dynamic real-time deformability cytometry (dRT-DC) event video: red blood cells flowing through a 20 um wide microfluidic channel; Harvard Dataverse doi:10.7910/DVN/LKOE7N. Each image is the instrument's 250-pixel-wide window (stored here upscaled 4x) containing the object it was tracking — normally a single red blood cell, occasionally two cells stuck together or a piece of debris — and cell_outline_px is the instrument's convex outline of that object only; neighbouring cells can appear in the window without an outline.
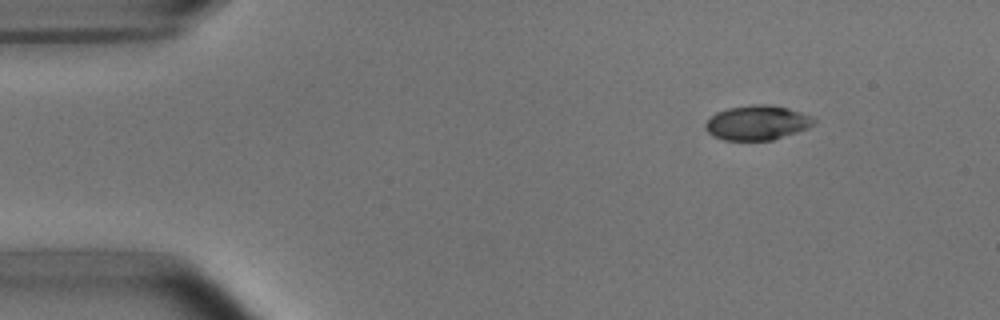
{"species": "common noctule bat (a hibernating species)", "species_latin": "Nyctalus noctula", "temperature_condition": "room temperature", "stored_images_in_passage": 3, "camera_frame_rate_fps": 3000, "um_per_image_px": 0.085, "animal": {"sex": "male", "body_mass_g": 15.6}, "frame": {"image": 1, "passage_image": 1, "time_ms": 0.0, "image_size_px": [1000, 320], "cell_outline_px": [[816, 124], [808, 128], [772, 140], [724, 140], [712, 136], [704, 128], [704, 124], [716, 112], [728, 108], [752, 104], [768, 104], [788, 108], [812, 116], [816, 120]], "centroid_in_image_um": [64.36, 10.43], "position_along_channel_um": 20.6, "area_um2": 21.96}}
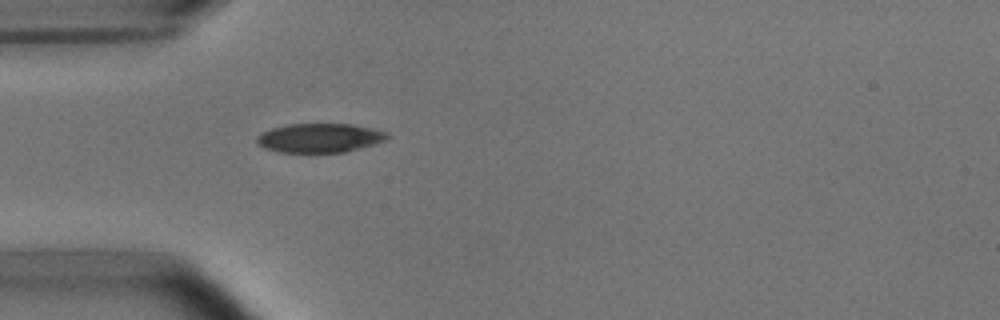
{"frame": {"image": 2, "passage_image": 3, "time_ms": 3.0, "image_size_px": [1000, 320], "cell_outline_px": [[392, 136], [388, 140], [376, 144], [344, 152], [280, 152], [264, 148], [256, 144], [256, 136], [272, 128], [288, 124], [352, 124], [372, 128], [388, 132]], "centroid_in_image_um": [27.22, 11.72], "position_along_channel_um": 57.8, "area_um2": 22.31}}